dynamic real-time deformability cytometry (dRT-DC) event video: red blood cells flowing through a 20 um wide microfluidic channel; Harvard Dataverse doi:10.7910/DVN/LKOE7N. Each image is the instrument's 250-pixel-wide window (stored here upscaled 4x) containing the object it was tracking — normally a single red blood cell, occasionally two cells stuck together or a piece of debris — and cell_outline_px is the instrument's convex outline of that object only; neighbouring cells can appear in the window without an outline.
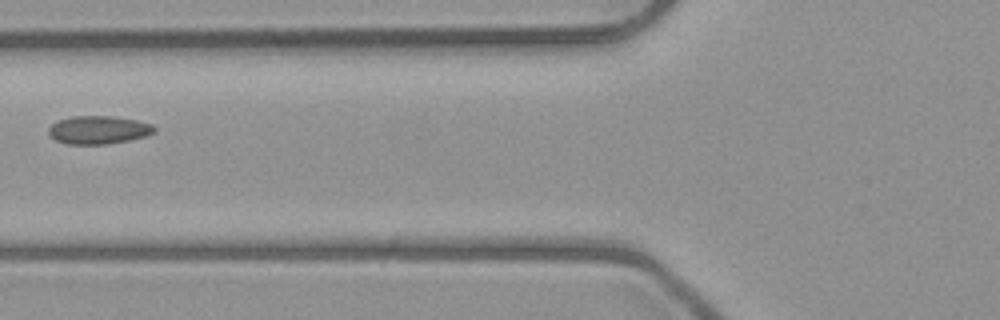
{"species": "common noctule bat (a hibernating species)", "species_latin": "Nyctalus noctula", "temperature_condition": "room temperature", "stored_images_in_passage": 7, "camera_frame_rate_fps": 3000, "um_per_image_px": 0.085, "animal": {"sex": "male", "body_mass_g": 23.1, "forearm_length_mm": 52.7}, "frame": {"image": 1, "passage_image": 5, "time_ms": 5.667, "image_size_px": [1000, 320], "cell_outline_px": [[156, 132], [144, 136], [128, 140], [108, 144], [64, 144], [56, 140], [48, 132], [48, 128], [56, 120], [72, 116], [112, 116], [136, 120], [152, 124], [156, 128]], "centroid_in_image_um": [8.36, 11.04], "position_along_channel_um": 117.4, "area_um2": 17.4}}
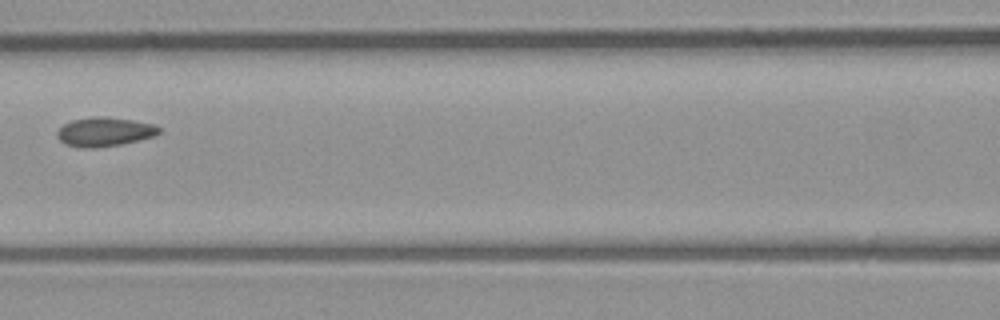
{"frame": {"image": 2, "passage_image": 6, "time_ms": 6.667, "image_size_px": [1000, 320], "cell_outline_px": [[160, 132], [152, 136], [120, 144], [96, 148], [84, 148], [64, 144], [56, 136], [56, 132], [64, 124], [72, 120], [92, 116], [104, 116], [132, 120], [152, 124], [160, 128]], "centroid_in_image_um": [8.82, 11.2], "position_along_channel_um": 157.8, "area_um2": 17.11}}
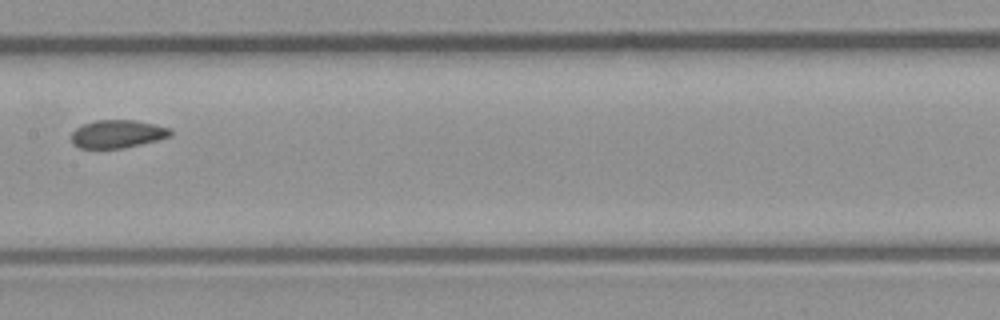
{"frame": {"image": 3, "passage_image": 7, "time_ms": 7.667, "image_size_px": [1000, 320], "cell_outline_px": [[172, 136], [124, 148], [80, 148], [72, 144], [72, 132], [76, 128], [84, 124], [96, 120], [136, 120], [172, 128]], "centroid_in_image_um": [10.0, 11.38], "position_along_channel_um": 197.4, "area_um2": 16.18}}